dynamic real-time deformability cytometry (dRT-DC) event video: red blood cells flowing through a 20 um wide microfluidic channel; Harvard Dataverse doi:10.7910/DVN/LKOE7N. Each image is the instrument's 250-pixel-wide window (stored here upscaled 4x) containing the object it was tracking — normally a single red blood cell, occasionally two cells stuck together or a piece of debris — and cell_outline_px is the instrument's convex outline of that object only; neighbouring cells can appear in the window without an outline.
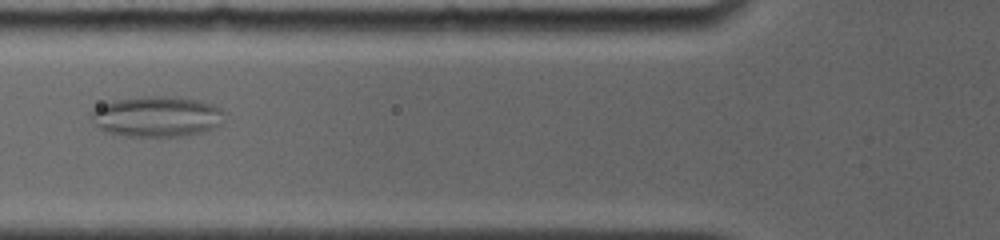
{"species": "common noctule bat (a hibernating species)", "species_latin": "Nyctalus noctula", "temperature_condition": "room temperature", "stored_images_in_passage": 17, "camera_frame_rate_fps": 4000, "um_per_image_px": 0.085, "animal": {"sex": "female", "body_mass_g": 19.0, "forearm_length_mm": 56.7}, "frame": {"image": 1, "passage_image": 3, "time_ms": 1.5, "image_size_px": [1000, 240], "cell_outline_px": [[224, 120], [216, 128], [204, 132], [184, 136], [128, 136], [108, 132], [100, 128], [88, 116], [92, 108], [116, 100], [148, 96], [164, 96], [200, 100], [212, 104], [220, 108], [224, 112]], "centroid_in_image_um": [13.36, 9.91], "position_along_channel_um": 112.4, "area_um2": 31.62}}
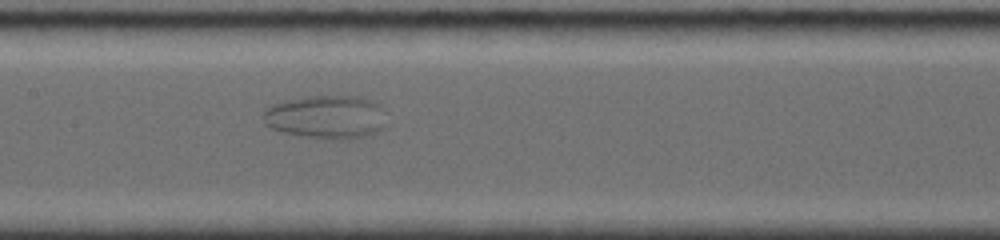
{"frame": {"image": 2, "passage_image": 5, "time_ms": 3.5, "image_size_px": [1000, 240], "cell_outline_px": [[384, 128], [376, 132], [360, 136], [304, 136], [284, 132], [272, 128], [264, 124], [264, 112], [272, 104], [284, 100], [308, 96], [356, 96], [372, 100], [380, 104], [384, 124]], "centroid_in_image_um": [27.69, 9.88], "position_along_channel_um": 179.7, "area_um2": 30.06}}
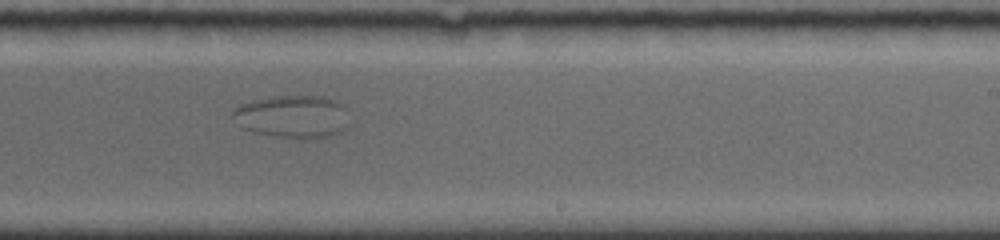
{"frame": {"image": 3, "passage_image": 8, "time_ms": 6.0, "image_size_px": [1000, 240], "cell_outline_px": [[352, 124], [344, 132], [332, 136], [300, 140], [252, 132], [240, 128], [232, 116], [232, 112], [240, 104], [252, 100], [276, 96], [320, 96], [336, 100], [344, 104]], "centroid_in_image_um": [24.95, 9.94], "position_along_channel_um": 264.1, "area_um2": 30.0}}